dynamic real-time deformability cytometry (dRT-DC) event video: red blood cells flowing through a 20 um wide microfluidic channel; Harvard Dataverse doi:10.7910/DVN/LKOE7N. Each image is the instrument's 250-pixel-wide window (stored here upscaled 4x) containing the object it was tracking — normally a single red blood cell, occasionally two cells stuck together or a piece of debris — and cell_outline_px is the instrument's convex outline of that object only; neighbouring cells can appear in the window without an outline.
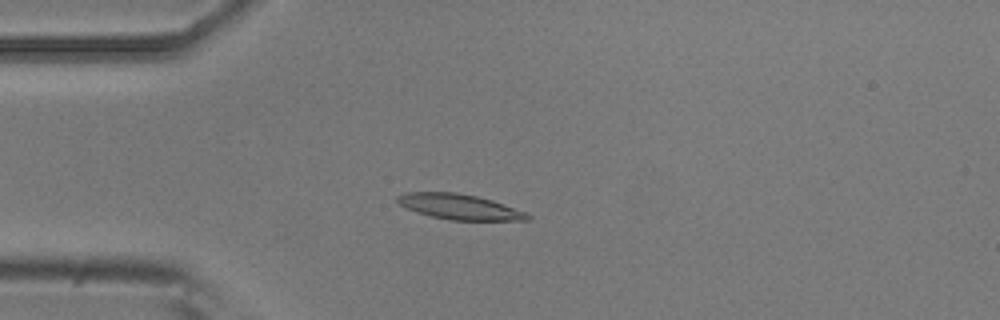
{"species": "common noctule bat (a hibernating species)", "species_latin": "Nyctalus noctula", "temperature_condition": "room temperature", "stored_images_in_passage": 4, "camera_frame_rate_fps": 3000, "um_per_image_px": 0.085, "animal": {"sex": "male", "body_mass_g": 20.5, "forearm_length_mm": 52.5}, "frame": {"image": 1, "passage_image": 4, "time_ms": 1.0, "image_size_px": [1000, 320], "cell_outline_px": [[532, 216], [528, 220], [452, 220], [432, 216], [416, 212], [400, 204], [396, 200], [396, 196], [404, 192], [456, 192], [476, 196], [492, 200], [528, 212]], "centroid_in_image_um": [39.08, 17.57], "position_along_channel_um": 45.9, "area_um2": 19.19}}